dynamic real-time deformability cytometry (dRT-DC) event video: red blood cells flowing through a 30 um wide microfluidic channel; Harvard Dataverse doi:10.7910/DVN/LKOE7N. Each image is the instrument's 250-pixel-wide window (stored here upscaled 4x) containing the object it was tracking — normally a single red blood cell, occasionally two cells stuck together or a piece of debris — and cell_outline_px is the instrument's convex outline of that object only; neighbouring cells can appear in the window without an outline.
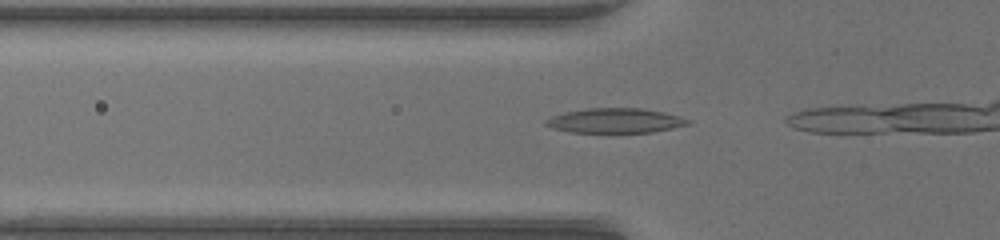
{"species": "common noctule bat (a hibernating species)", "species_latin": "Nyctalus noctula", "temperature_condition": "warm", "stored_images_in_passage": 6, "camera_frame_rate_fps": 3000, "um_per_image_px": 0.085, "animal": {"sex": "female", "body_mass_g": 17.0, "forearm_length_mm": 48.0}, "frame": {"image": 1, "passage_image": 2, "time_ms": 0.333, "image_size_px": [1000, 240], "cell_outline_px": [[692, 124], [652, 132], [568, 132], [552, 128], [544, 124], [544, 120], [552, 116], [564, 112], [588, 108], [644, 108], [664, 112], [680, 116], [692, 120]], "centroid_in_image_um": [52.31, 10.25], "position_along_channel_um": 73.5, "area_um2": 20.63}}
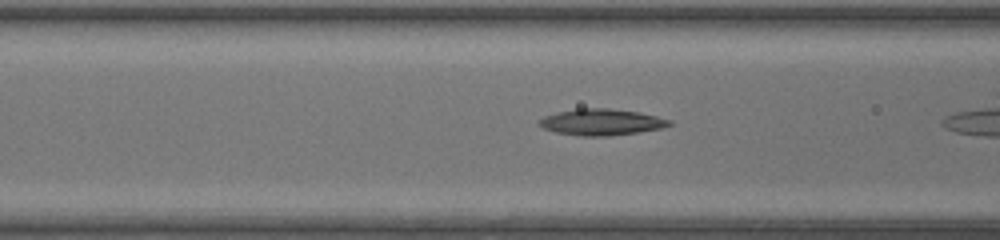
{"frame": {"image": 2, "passage_image": 5, "time_ms": 1.333, "image_size_px": [1000, 240], "cell_outline_px": [[672, 124], [660, 128], [636, 132], [608, 136], [580, 136], [556, 132], [544, 128], [536, 124], [544, 116], [556, 112], [576, 108], [608, 108], [640, 112], [672, 120]], "centroid_in_image_um": [51.09, 10.37], "position_along_channel_um": 115.5, "area_um2": 19.94}}